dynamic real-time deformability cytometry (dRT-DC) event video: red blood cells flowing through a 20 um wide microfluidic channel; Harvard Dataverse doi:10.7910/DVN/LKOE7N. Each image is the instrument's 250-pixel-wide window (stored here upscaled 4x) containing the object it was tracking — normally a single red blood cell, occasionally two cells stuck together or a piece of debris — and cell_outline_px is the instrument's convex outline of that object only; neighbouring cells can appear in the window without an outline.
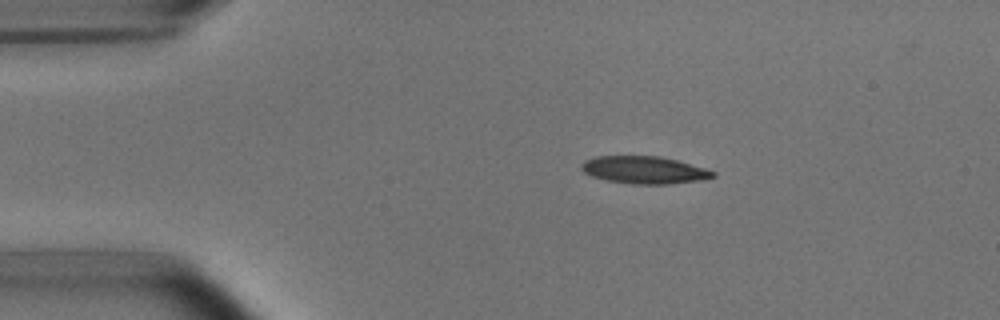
{"species": "common noctule bat (a hibernating species)", "species_latin": "Nyctalus noctula", "temperature_condition": "room temperature", "stored_images_in_passage": 3, "camera_frame_rate_fps": 3000, "um_per_image_px": 0.085, "animal": {"sex": "male", "body_mass_g": 15.6}, "frame": {"image": 1, "passage_image": 2, "time_ms": 1.333, "image_size_px": [1000, 320], "cell_outline_px": [[716, 176], [704, 180], [668, 184], [632, 184], [608, 180], [592, 176], [584, 172], [580, 168], [580, 164], [584, 160], [596, 156], [660, 156], [676, 160], [704, 168], [716, 172]], "centroid_in_image_um": [54.76, 14.45], "position_along_channel_um": 30.2, "area_um2": 21.04}}